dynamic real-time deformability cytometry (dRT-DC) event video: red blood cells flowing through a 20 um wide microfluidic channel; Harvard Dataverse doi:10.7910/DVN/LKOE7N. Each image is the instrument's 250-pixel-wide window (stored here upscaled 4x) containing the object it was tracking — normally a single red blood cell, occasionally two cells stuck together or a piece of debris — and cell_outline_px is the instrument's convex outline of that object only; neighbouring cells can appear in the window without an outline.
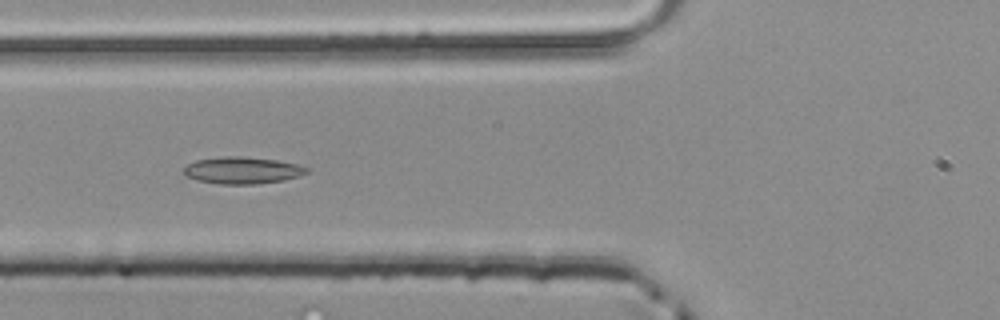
{"species": "common noctule bat (a hibernating species)", "species_latin": "Nyctalus noctula", "temperature_condition": "room temperature", "stored_images_in_passage": 51, "segment_of_instrument_passage": [1, 2], "camera_frame_rate_fps": 3000, "um_per_image_px": 0.085, "animal": {"sex": "male", "body_mass_g": 20.4}, "frame": {"image": 1, "passage_image": 19, "time_ms": 6.0, "image_size_px": [1000, 320], "cell_outline_px": [[308, 172], [300, 176], [284, 180], [256, 184], [220, 184], [196, 180], [188, 176], [184, 172], [184, 168], [188, 164], [196, 160], [224, 156], [244, 156], [276, 160], [296, 164], [308, 168]], "centroid_in_image_um": [20.61, 14.48], "position_along_channel_um": 105.2, "area_um2": 19.19}}
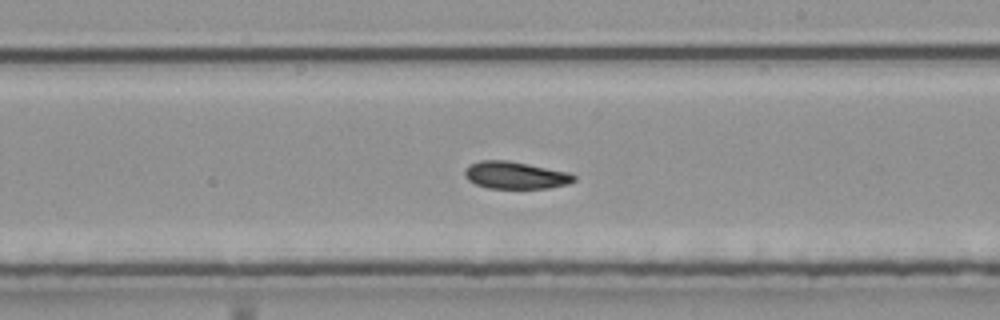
{"frame": {"image": 2, "passage_image": 29, "time_ms": 9.333, "image_size_px": [1000, 320], "cell_outline_px": [[576, 180], [568, 184], [548, 188], [488, 188], [476, 184], [468, 180], [464, 176], [464, 172], [468, 164], [480, 160], [508, 160], [568, 172], [576, 176]], "centroid_in_image_um": [43.79, 14.89], "position_along_channel_um": 245.2, "area_um2": 17.4}}
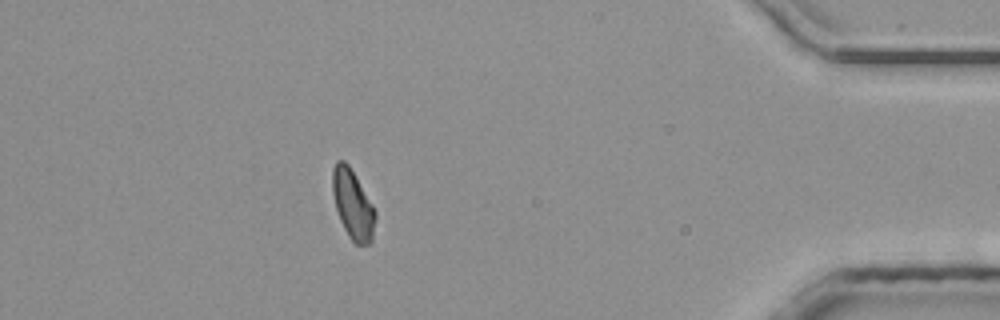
{"frame": {"image": 3, "passage_image": 44, "time_ms": 14.333, "image_size_px": [1000, 320], "cell_outline_px": [[376, 216], [372, 240], [368, 244], [356, 244], [348, 236], [340, 220], [336, 208], [332, 192], [332, 168], [336, 160], [344, 160], [348, 164], [372, 204], [376, 212]], "centroid_in_image_um": [29.97, 17.37], "position_along_channel_um": 405.2, "area_um2": 17.17}}